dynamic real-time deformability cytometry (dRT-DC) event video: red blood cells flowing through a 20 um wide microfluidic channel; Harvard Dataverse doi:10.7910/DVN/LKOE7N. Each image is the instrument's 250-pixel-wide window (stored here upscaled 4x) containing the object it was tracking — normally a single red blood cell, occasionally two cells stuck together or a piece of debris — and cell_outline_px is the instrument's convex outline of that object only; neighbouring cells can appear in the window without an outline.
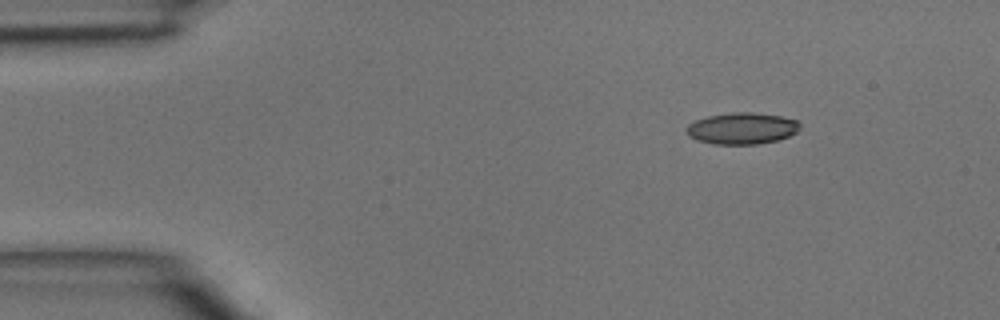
{"species": "common noctule bat (a hibernating species)", "species_latin": "Nyctalus noctula", "temperature_condition": "room temperature", "stored_images_in_passage": 41, "camera_frame_rate_fps": 3000, "um_per_image_px": 0.085, "animal": {"sex": "male", "body_mass_g": 15.6}, "frame": {"image": 1, "passage_image": 1, "time_ms": 0.0, "image_size_px": [1000, 320], "cell_outline_px": [[800, 128], [796, 132], [788, 136], [776, 140], [760, 144], [716, 144], [696, 140], [688, 136], [688, 124], [696, 120], [708, 116], [732, 112], [752, 112], [780, 116], [796, 120], [800, 124]], "centroid_in_image_um": [63.07, 10.91], "position_along_channel_um": 21.9, "area_um2": 20.69}}
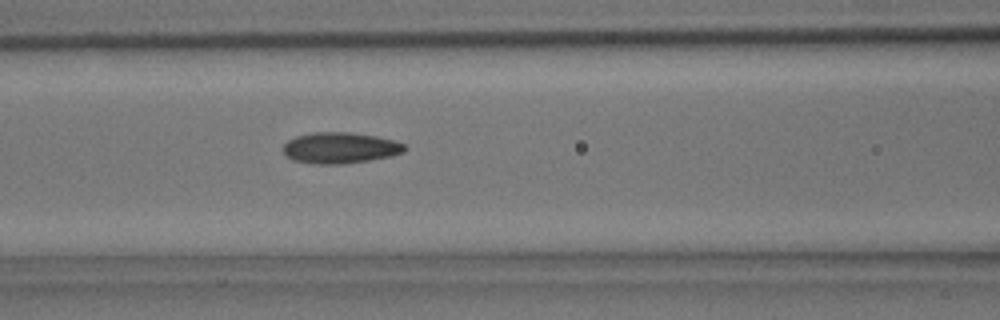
{"frame": {"image": 2, "passage_image": 14, "time_ms": 4.333, "image_size_px": [1000, 320], "cell_outline_px": [[408, 148], [404, 152], [392, 156], [344, 164], [316, 164], [292, 160], [284, 156], [280, 148], [288, 140], [296, 136], [312, 132], [352, 132], [376, 136], [392, 140], [404, 144]], "centroid_in_image_um": [28.86, 12.57], "position_along_channel_um": 137.7, "area_um2": 22.31}}
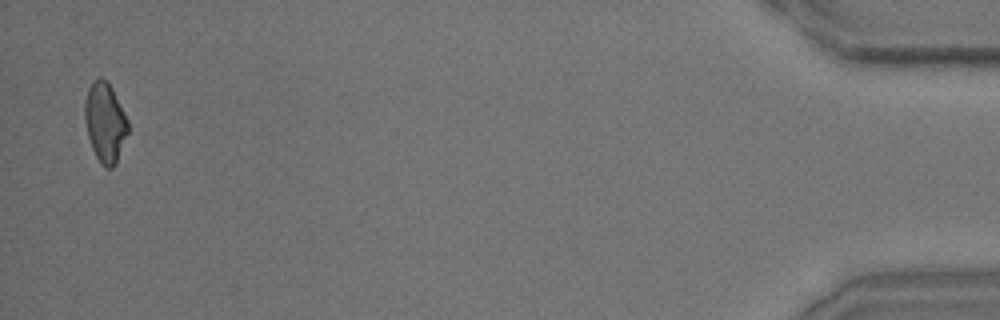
{"frame": {"image": 3, "passage_image": 40, "time_ms": 13.0, "image_size_px": [1000, 320], "cell_outline_px": [[128, 132], [116, 164], [112, 168], [104, 168], [100, 164], [92, 148], [88, 136], [84, 116], [84, 104], [88, 88], [100, 76], [108, 80], [128, 120]], "centroid_in_image_um": [8.93, 10.41], "position_along_channel_um": 426.3, "area_um2": 20.06}}